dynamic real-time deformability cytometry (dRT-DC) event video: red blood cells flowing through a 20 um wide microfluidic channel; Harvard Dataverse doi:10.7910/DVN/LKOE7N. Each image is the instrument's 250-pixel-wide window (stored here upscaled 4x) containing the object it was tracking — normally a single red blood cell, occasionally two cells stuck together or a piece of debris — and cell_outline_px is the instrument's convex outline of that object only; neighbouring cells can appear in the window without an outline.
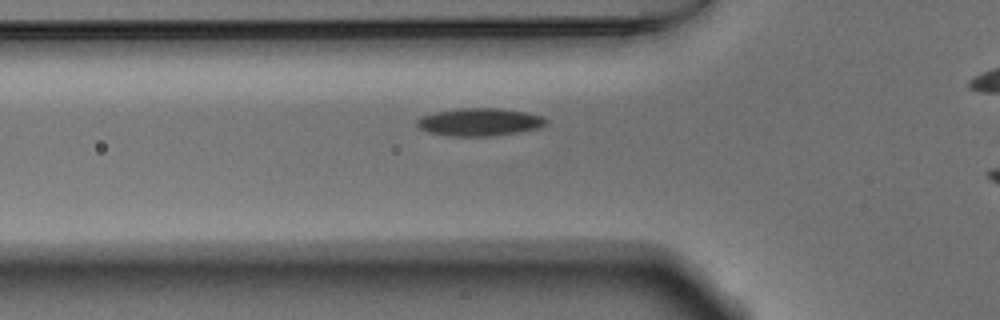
{"species": "Egyptian fruit bat (a non-hibernating species)", "species_latin": "Rousettus aegyptiacus", "temperature_condition": "warm", "stored_images_in_passage": 30, "camera_frame_rate_fps": 3000, "um_per_image_px": 0.085, "animal": {"sex": "male"}, "frame": {"image": 1, "passage_image": 2, "time_ms": 0.333, "image_size_px": [1000, 320], "cell_outline_px": [[548, 124], [540, 128], [492, 136], [448, 136], [428, 132], [420, 128], [416, 124], [416, 120], [424, 116], [436, 112], [460, 108], [500, 108], [524, 112], [544, 116], [548, 120]], "centroid_in_image_um": [40.8, 10.37], "position_along_channel_um": 85.0, "area_um2": 20.87}}
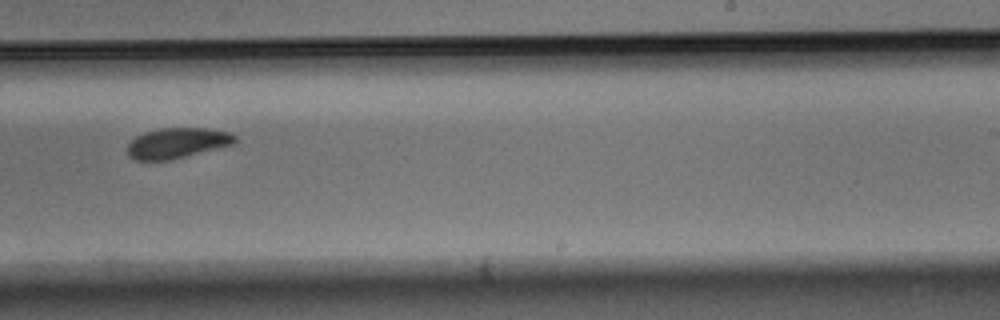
{"frame": {"image": 2, "passage_image": 17, "time_ms": 5.333, "image_size_px": [1000, 320], "cell_outline_px": [[236, 140], [232, 144], [168, 160], [136, 160], [128, 156], [128, 144], [136, 136], [144, 132], [160, 128], [208, 128], [228, 132], [236, 136]], "centroid_in_image_um": [15.02, 12.14], "position_along_channel_um": 274.0, "area_um2": 18.73}}
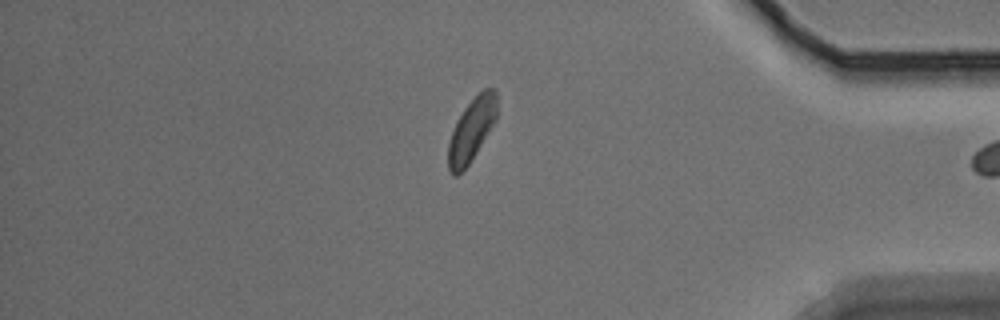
{"frame": {"image": 3, "passage_image": 29, "time_ms": 9.333, "image_size_px": [1000, 320], "cell_outline_px": [[496, 120], [476, 152], [468, 164], [456, 176], [452, 176], [448, 168], [448, 144], [456, 120], [464, 108], [484, 88], [496, 88]], "centroid_in_image_um": [40.07, 11.03], "position_along_channel_um": 395.1, "area_um2": 17.57}}